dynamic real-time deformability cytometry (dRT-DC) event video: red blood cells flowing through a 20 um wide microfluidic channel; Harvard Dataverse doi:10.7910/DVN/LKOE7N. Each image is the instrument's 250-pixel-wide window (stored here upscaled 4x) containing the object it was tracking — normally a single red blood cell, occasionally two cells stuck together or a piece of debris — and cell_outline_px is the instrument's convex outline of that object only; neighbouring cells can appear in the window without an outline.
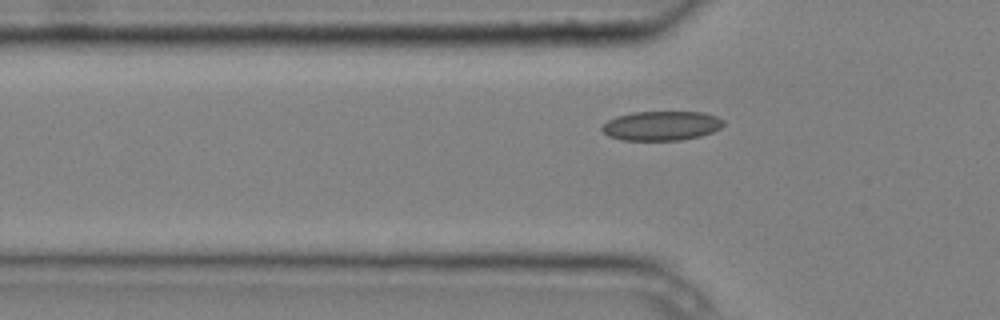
{"species": "common noctule bat (a hibernating species)", "species_latin": "Nyctalus noctula", "temperature_condition": "cold", "stored_images_in_passage": 7, "segment_of_instrument_passage": [2, 2], "camera_frame_rate_fps": 3000, "um_per_image_px": 0.085, "animal": {"sex": "male", "body_mass_g": 20.4}, "frame": {"image": 1, "passage_image": 7, "time_ms": 2.0, "image_size_px": [1000, 320], "cell_outline_px": [[724, 124], [720, 128], [712, 132], [700, 136], [680, 140], [620, 140], [608, 136], [600, 128], [608, 120], [616, 116], [632, 112], [704, 112], [716, 116], [724, 120]], "centroid_in_image_um": [56.21, 10.69], "position_along_channel_um": 69.6, "area_um2": 20.87}}